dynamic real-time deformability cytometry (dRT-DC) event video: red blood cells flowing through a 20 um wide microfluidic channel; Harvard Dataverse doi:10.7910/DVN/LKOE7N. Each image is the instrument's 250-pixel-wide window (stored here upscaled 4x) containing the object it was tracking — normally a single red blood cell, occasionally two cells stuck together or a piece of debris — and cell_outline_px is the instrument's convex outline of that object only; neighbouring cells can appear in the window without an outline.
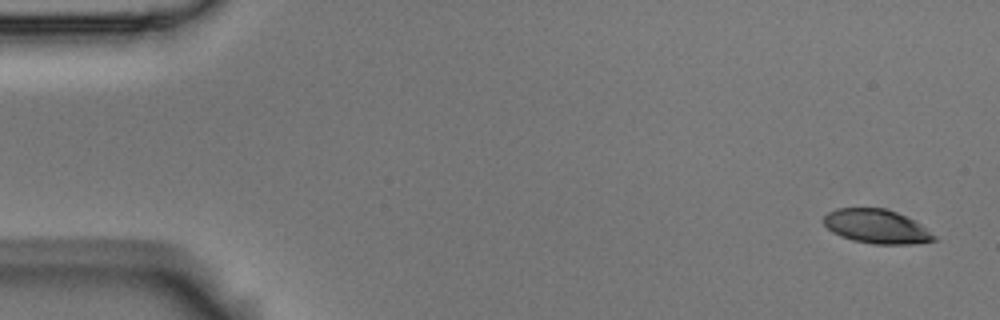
{"species": "Egyptian fruit bat (a non-hibernating species)", "species_latin": "Rousettus aegyptiacus", "temperature_condition": "room temperature", "stored_images_in_passage": 6, "camera_frame_rate_fps": 3000, "um_per_image_px": 0.085, "animal": {"sex": "male"}, "frame": {"image": 1, "passage_image": 1, "time_ms": 0.0, "image_size_px": [1000, 320], "cell_outline_px": [[936, 240], [912, 244], [872, 244], [852, 240], [840, 236], [832, 232], [824, 224], [824, 216], [828, 212], [836, 208], [884, 208], [896, 212], [920, 224], [936, 236]], "centroid_in_image_um": [74.48, 19.25], "position_along_channel_um": 10.5, "area_um2": 21.73}}
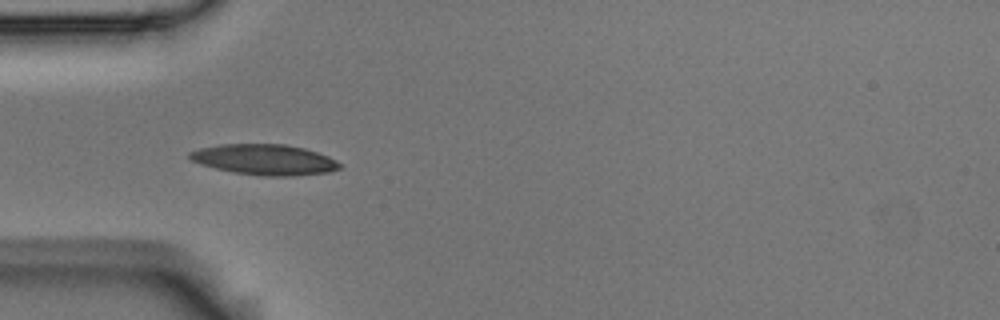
{"frame": {"image": 2, "passage_image": 5, "time_ms": 1.333, "image_size_px": [1000, 320], "cell_outline_px": [[340, 168], [328, 172], [292, 176], [264, 176], [232, 172], [200, 164], [192, 160], [188, 156], [188, 152], [200, 148], [220, 144], [284, 144], [304, 148], [328, 156], [336, 160], [340, 164]], "centroid_in_image_um": [22.47, 13.56], "position_along_channel_um": 62.5, "area_um2": 26.65}}
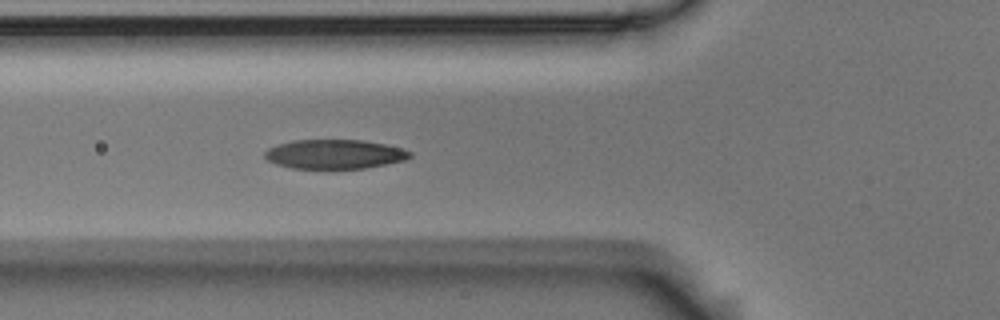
{"frame": {"image": 3, "passage_image": 6, "time_ms": 1.667, "image_size_px": [1000, 320], "cell_outline_px": [[412, 156], [404, 160], [364, 168], [292, 168], [276, 164], [268, 160], [264, 156], [264, 152], [268, 148], [276, 144], [292, 140], [364, 140], [384, 144], [400, 148], [412, 152]], "centroid_in_image_um": [28.4, 13.09], "position_along_channel_um": 97.4, "area_um2": 24.62}}